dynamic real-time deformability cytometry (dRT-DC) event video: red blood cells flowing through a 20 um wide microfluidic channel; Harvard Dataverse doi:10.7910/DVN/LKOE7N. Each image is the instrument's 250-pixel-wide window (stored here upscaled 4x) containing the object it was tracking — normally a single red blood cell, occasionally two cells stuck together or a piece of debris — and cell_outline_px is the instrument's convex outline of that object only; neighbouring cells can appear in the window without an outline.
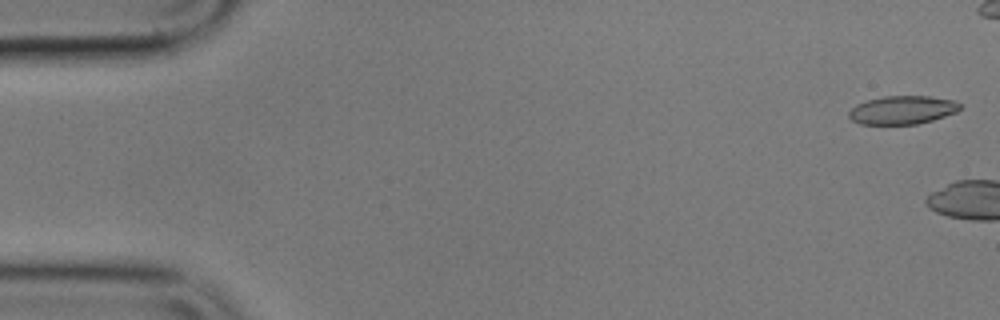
{"species": "common noctule bat (a hibernating species)", "species_latin": "Nyctalus noctula", "temperature_condition": "cold", "stored_images_in_passage": 6, "camera_frame_rate_fps": 3000, "um_per_image_px": 0.085, "animal": {"sex": "male", "body_mass_g": 17.9}, "frame": {"image": 1, "passage_image": 1, "time_ms": 0.0, "image_size_px": [1000, 320], "cell_outline_px": [[960, 108], [956, 112], [932, 120], [916, 124], [860, 124], [852, 120], [848, 116], [848, 112], [856, 104], [868, 100], [884, 96], [928, 96], [956, 100], [960, 104]], "centroid_in_image_um": [76.69, 9.34], "position_along_channel_um": 8.3, "area_um2": 18.32}}